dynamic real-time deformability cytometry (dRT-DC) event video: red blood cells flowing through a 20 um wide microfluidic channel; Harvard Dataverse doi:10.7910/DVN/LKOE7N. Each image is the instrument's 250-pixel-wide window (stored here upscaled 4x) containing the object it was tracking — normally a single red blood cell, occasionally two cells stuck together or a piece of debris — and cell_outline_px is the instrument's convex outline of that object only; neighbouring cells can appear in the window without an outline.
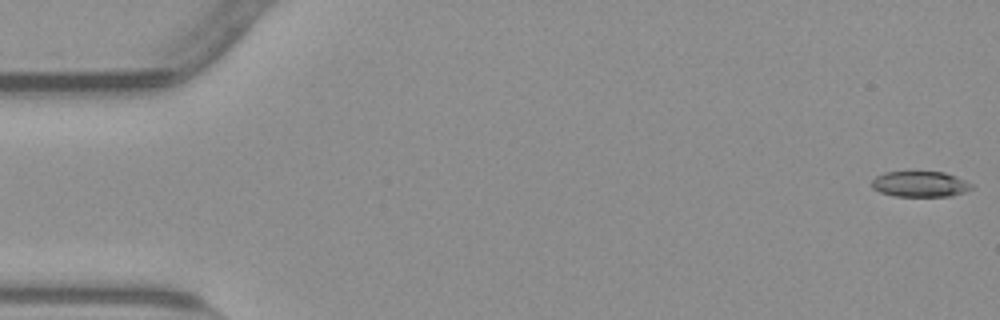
{"species": "common noctule bat (a hibernating species)", "species_latin": "Nyctalus noctula", "temperature_condition": "warm", "stored_images_in_passage": 54, "camera_frame_rate_fps": 3000, "um_per_image_px": 0.085, "animal": {"sex": "male", "body_mass_g": 23.1, "forearm_length_mm": 52.7}, "frame": {"image": 1, "passage_image": 1, "time_ms": 0.0, "image_size_px": [1000, 320], "cell_outline_px": [[972, 188], [964, 192], [952, 196], [896, 196], [880, 192], [872, 188], [872, 180], [876, 176], [884, 172], [944, 172], [956, 176], [972, 184]], "centroid_in_image_um": [78.2, 15.65], "position_along_channel_um": 6.8, "area_um2": 14.85}}
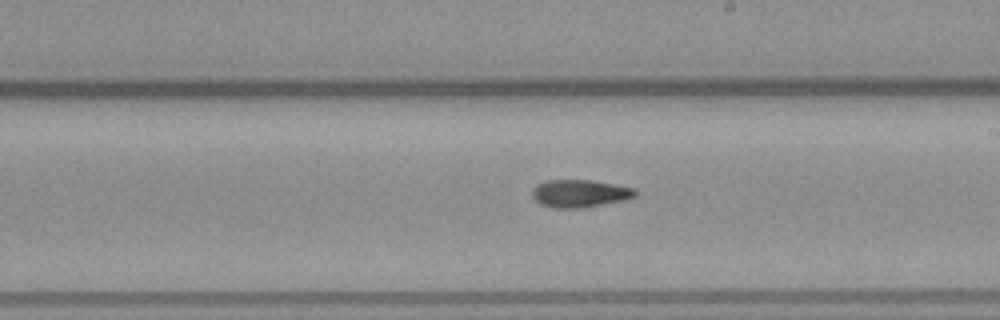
{"frame": {"image": 2, "passage_image": 31, "time_ms": 10.0, "image_size_px": [1000, 320], "cell_outline_px": [[636, 196], [624, 200], [580, 208], [552, 208], [540, 204], [532, 196], [532, 188], [536, 184], [544, 180], [592, 180], [636, 188]], "centroid_in_image_um": [49.25, 16.43], "position_along_channel_um": 239.7, "area_um2": 16.7}}
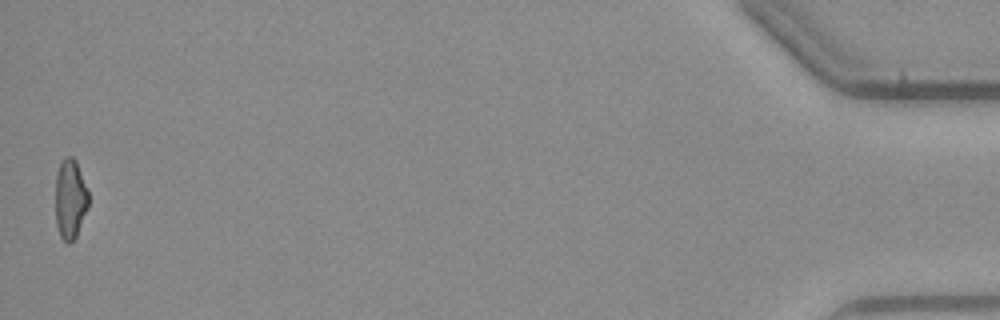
{"frame": {"image": 3, "passage_image": 54, "time_ms": 17.667, "image_size_px": [1000, 320], "cell_outline_px": [[88, 208], [76, 236], [68, 244], [60, 236], [56, 224], [56, 176], [60, 160], [64, 156], [72, 156], [76, 160], [88, 192]], "centroid_in_image_um": [5.96, 16.88], "position_along_channel_um": 429.2, "area_um2": 15.37}, "authors_computed_cell_mechanics": {"area_um2": 16.2996, "velocity_mm_per_s": 3.8235, "shape_relaxation_time_tau1_ms": null, "shape_relaxation_time_tau2_ms": 6.8846, "deformation_change_tau1": null, "deformation_change_tau2": 0.1534}}